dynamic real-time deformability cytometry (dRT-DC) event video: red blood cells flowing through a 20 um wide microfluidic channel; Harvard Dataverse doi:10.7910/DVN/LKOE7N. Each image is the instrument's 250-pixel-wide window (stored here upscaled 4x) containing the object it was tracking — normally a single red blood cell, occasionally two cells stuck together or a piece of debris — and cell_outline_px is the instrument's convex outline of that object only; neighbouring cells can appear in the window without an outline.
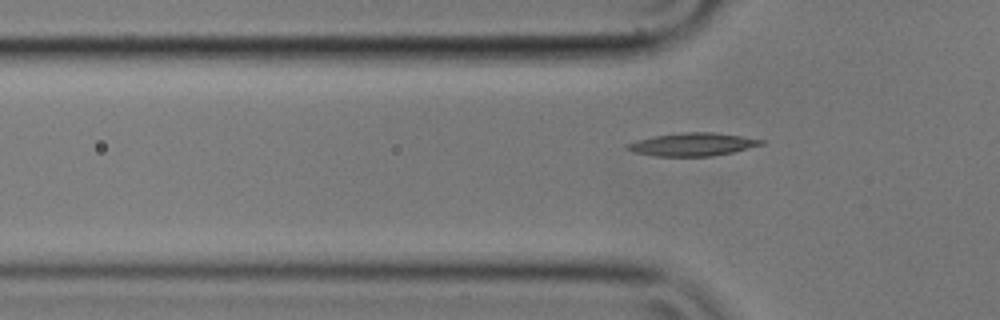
{"species": "common noctule bat (a hibernating species)", "species_latin": "Nyctalus noctula", "temperature_condition": "cold", "stored_images_in_passage": 7, "segment_of_instrument_passage": [2, 2], "camera_frame_rate_fps": 3000, "um_per_image_px": 0.085, "animal": {"sex": "male", "body_mass_g": 17.9}, "frame": {"image": 1, "passage_image": 7, "time_ms": 2.0, "image_size_px": [1000, 320], "cell_outline_px": [[764, 144], [732, 152], [712, 156], [656, 156], [632, 152], [624, 148], [624, 144], [656, 136], [684, 132], [712, 132], [740, 136], [764, 140]], "centroid_in_image_um": [58.84, 12.28], "position_along_channel_um": 67.0, "area_um2": 17.74}}